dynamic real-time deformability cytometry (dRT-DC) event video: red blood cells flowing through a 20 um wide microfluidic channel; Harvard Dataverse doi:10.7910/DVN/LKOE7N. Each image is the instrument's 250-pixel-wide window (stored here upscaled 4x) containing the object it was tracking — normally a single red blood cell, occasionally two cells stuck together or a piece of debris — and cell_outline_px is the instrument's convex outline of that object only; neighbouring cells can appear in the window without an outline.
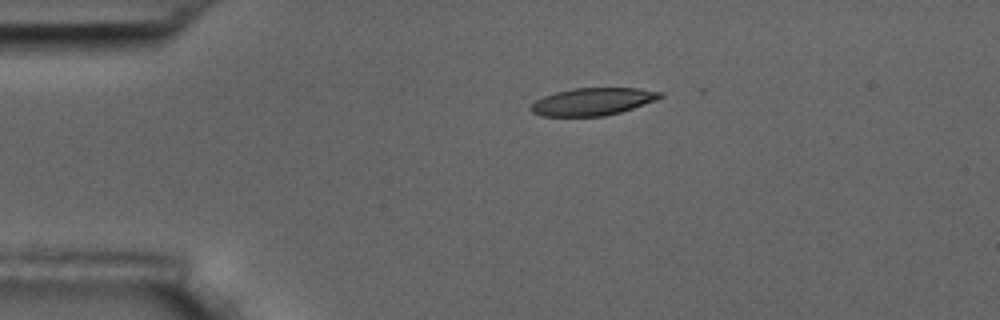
{"species": "common noctule bat (a hibernating species)", "species_latin": "Nyctalus noctula", "temperature_condition": "room temperature", "stored_images_in_passage": 6, "camera_frame_rate_fps": 3000, "um_per_image_px": 0.085, "animal": {"sex": "male", "body_mass_g": 17.5, "forearm_length_mm": 52.3}, "frame": {"image": 1, "passage_image": 4, "time_ms": 3.667, "image_size_px": [1000, 320], "cell_outline_px": [[664, 96], [656, 100], [620, 112], [604, 116], [540, 116], [532, 112], [528, 108], [536, 100], [544, 96], [556, 92], [576, 88], [636, 88], [664, 92]], "centroid_in_image_um": [50.38, 8.64], "position_along_channel_um": 34.6, "area_um2": 20.63}}
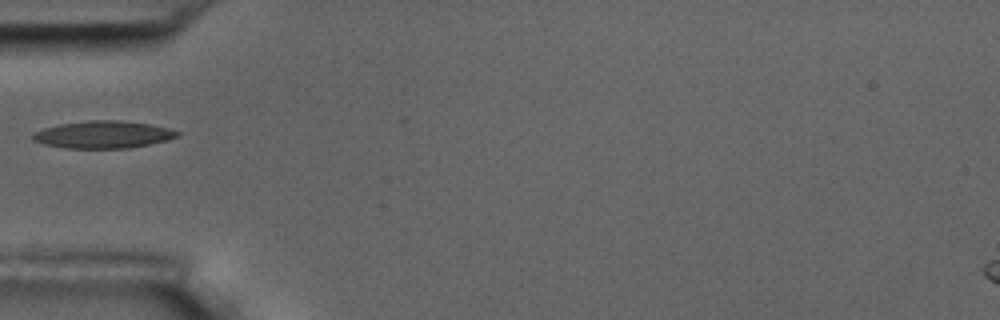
{"frame": {"image": 2, "passage_image": 6, "time_ms": 6.0, "image_size_px": [1000, 320], "cell_outline_px": [[180, 136], [168, 140], [128, 148], [64, 148], [44, 144], [32, 140], [32, 132], [44, 128], [60, 124], [88, 120], [120, 120], [152, 124], [168, 128], [180, 132]], "centroid_in_image_um": [8.77, 11.43], "position_along_channel_um": 76.2, "area_um2": 23.12}}